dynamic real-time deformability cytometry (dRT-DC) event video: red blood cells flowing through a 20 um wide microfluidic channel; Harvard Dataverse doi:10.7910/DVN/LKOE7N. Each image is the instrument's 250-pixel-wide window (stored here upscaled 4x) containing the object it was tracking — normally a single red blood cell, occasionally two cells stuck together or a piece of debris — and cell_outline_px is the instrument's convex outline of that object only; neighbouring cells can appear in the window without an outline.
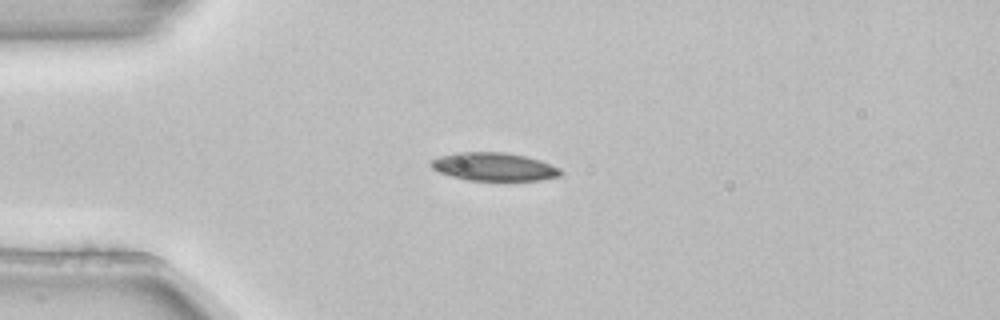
{"species": "common noctule bat (a hibernating species)", "species_latin": "Nyctalus noctula", "temperature_condition": "room temperature", "stored_images_in_passage": 1, "camera_frame_rate_fps": 3000, "um_per_image_px": 0.085, "animal": {"sex": "female", "body_mass_g": 22.7, "forearm_length_mm": 54.2}, "frame": {"image": 1, "passage_image": 1, "time_ms": 0.0, "image_size_px": [1000, 320], "cell_outline_px": [[564, 172], [560, 176], [540, 180], [468, 180], [452, 176], [440, 172], [432, 168], [428, 164], [432, 160], [440, 156], [456, 152], [504, 152], [524, 156], [540, 160], [560, 168]], "centroid_in_image_um": [42.0, 14.17], "position_along_channel_um": 43.0, "area_um2": 21.21}}